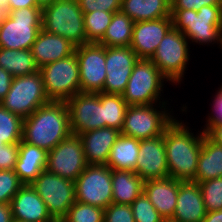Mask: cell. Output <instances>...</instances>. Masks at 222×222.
Masks as SVG:
<instances>
[{"mask_svg": "<svg viewBox=\"0 0 222 222\" xmlns=\"http://www.w3.org/2000/svg\"><path fill=\"white\" fill-rule=\"evenodd\" d=\"M177 118L164 132L169 177L194 181L205 132L198 129L195 135L187 121Z\"/></svg>", "mask_w": 222, "mask_h": 222, "instance_id": "cell-1", "label": "cell"}, {"mask_svg": "<svg viewBox=\"0 0 222 222\" xmlns=\"http://www.w3.org/2000/svg\"><path fill=\"white\" fill-rule=\"evenodd\" d=\"M71 134L69 111L64 101H50L23 121L22 141L46 152Z\"/></svg>", "mask_w": 222, "mask_h": 222, "instance_id": "cell-2", "label": "cell"}, {"mask_svg": "<svg viewBox=\"0 0 222 222\" xmlns=\"http://www.w3.org/2000/svg\"><path fill=\"white\" fill-rule=\"evenodd\" d=\"M173 28L180 31L192 45L218 44L222 51L221 5L203 6L198 11L171 9Z\"/></svg>", "mask_w": 222, "mask_h": 222, "instance_id": "cell-3", "label": "cell"}, {"mask_svg": "<svg viewBox=\"0 0 222 222\" xmlns=\"http://www.w3.org/2000/svg\"><path fill=\"white\" fill-rule=\"evenodd\" d=\"M164 82L170 83L150 59H139L122 94L123 99L129 106L167 103L169 101L163 98Z\"/></svg>", "mask_w": 222, "mask_h": 222, "instance_id": "cell-4", "label": "cell"}, {"mask_svg": "<svg viewBox=\"0 0 222 222\" xmlns=\"http://www.w3.org/2000/svg\"><path fill=\"white\" fill-rule=\"evenodd\" d=\"M42 29L62 36L76 47L88 44L84 13L77 0H55L42 8Z\"/></svg>", "mask_w": 222, "mask_h": 222, "instance_id": "cell-5", "label": "cell"}, {"mask_svg": "<svg viewBox=\"0 0 222 222\" xmlns=\"http://www.w3.org/2000/svg\"><path fill=\"white\" fill-rule=\"evenodd\" d=\"M169 104L168 102L128 106L121 134L138 140L162 135L166 128L176 119L175 115H173V108L171 109Z\"/></svg>", "mask_w": 222, "mask_h": 222, "instance_id": "cell-6", "label": "cell"}, {"mask_svg": "<svg viewBox=\"0 0 222 222\" xmlns=\"http://www.w3.org/2000/svg\"><path fill=\"white\" fill-rule=\"evenodd\" d=\"M6 12L0 24V48L31 50L42 29V8L27 7Z\"/></svg>", "mask_w": 222, "mask_h": 222, "instance_id": "cell-7", "label": "cell"}, {"mask_svg": "<svg viewBox=\"0 0 222 222\" xmlns=\"http://www.w3.org/2000/svg\"><path fill=\"white\" fill-rule=\"evenodd\" d=\"M189 45V40L172 27L150 58L172 86L181 85L185 79L191 55Z\"/></svg>", "mask_w": 222, "mask_h": 222, "instance_id": "cell-8", "label": "cell"}, {"mask_svg": "<svg viewBox=\"0 0 222 222\" xmlns=\"http://www.w3.org/2000/svg\"><path fill=\"white\" fill-rule=\"evenodd\" d=\"M49 102L42 75L38 71L30 75L13 77L10 90L0 105L25 119Z\"/></svg>", "mask_w": 222, "mask_h": 222, "instance_id": "cell-9", "label": "cell"}, {"mask_svg": "<svg viewBox=\"0 0 222 222\" xmlns=\"http://www.w3.org/2000/svg\"><path fill=\"white\" fill-rule=\"evenodd\" d=\"M39 71L50 101L66 102L81 92L79 64L75 53L44 65Z\"/></svg>", "mask_w": 222, "mask_h": 222, "instance_id": "cell-10", "label": "cell"}, {"mask_svg": "<svg viewBox=\"0 0 222 222\" xmlns=\"http://www.w3.org/2000/svg\"><path fill=\"white\" fill-rule=\"evenodd\" d=\"M31 186L44 201L48 213L56 222H60L76 202L74 181L62 178L46 169L31 183Z\"/></svg>", "mask_w": 222, "mask_h": 222, "instance_id": "cell-11", "label": "cell"}, {"mask_svg": "<svg viewBox=\"0 0 222 222\" xmlns=\"http://www.w3.org/2000/svg\"><path fill=\"white\" fill-rule=\"evenodd\" d=\"M74 184L76 202L102 209L113 203L112 169L107 165H88Z\"/></svg>", "mask_w": 222, "mask_h": 222, "instance_id": "cell-12", "label": "cell"}, {"mask_svg": "<svg viewBox=\"0 0 222 222\" xmlns=\"http://www.w3.org/2000/svg\"><path fill=\"white\" fill-rule=\"evenodd\" d=\"M87 166L78 135L71 134L47 155L46 170L74 182Z\"/></svg>", "mask_w": 222, "mask_h": 222, "instance_id": "cell-13", "label": "cell"}, {"mask_svg": "<svg viewBox=\"0 0 222 222\" xmlns=\"http://www.w3.org/2000/svg\"><path fill=\"white\" fill-rule=\"evenodd\" d=\"M75 54L79 64L81 93L102 92L106 79V47L88 43L77 46Z\"/></svg>", "mask_w": 222, "mask_h": 222, "instance_id": "cell-14", "label": "cell"}, {"mask_svg": "<svg viewBox=\"0 0 222 222\" xmlns=\"http://www.w3.org/2000/svg\"><path fill=\"white\" fill-rule=\"evenodd\" d=\"M71 133L79 135L105 127L103 104L99 93H77L66 101Z\"/></svg>", "mask_w": 222, "mask_h": 222, "instance_id": "cell-15", "label": "cell"}, {"mask_svg": "<svg viewBox=\"0 0 222 222\" xmlns=\"http://www.w3.org/2000/svg\"><path fill=\"white\" fill-rule=\"evenodd\" d=\"M138 60L130 46L106 47V79L102 92L122 95Z\"/></svg>", "mask_w": 222, "mask_h": 222, "instance_id": "cell-16", "label": "cell"}, {"mask_svg": "<svg viewBox=\"0 0 222 222\" xmlns=\"http://www.w3.org/2000/svg\"><path fill=\"white\" fill-rule=\"evenodd\" d=\"M136 173L143 181L169 177L164 133L154 138L140 140Z\"/></svg>", "mask_w": 222, "mask_h": 222, "instance_id": "cell-17", "label": "cell"}, {"mask_svg": "<svg viewBox=\"0 0 222 222\" xmlns=\"http://www.w3.org/2000/svg\"><path fill=\"white\" fill-rule=\"evenodd\" d=\"M172 27L171 17L135 22L130 47L139 59H150Z\"/></svg>", "mask_w": 222, "mask_h": 222, "instance_id": "cell-18", "label": "cell"}, {"mask_svg": "<svg viewBox=\"0 0 222 222\" xmlns=\"http://www.w3.org/2000/svg\"><path fill=\"white\" fill-rule=\"evenodd\" d=\"M14 220L25 222H56L31 184H24L11 200Z\"/></svg>", "mask_w": 222, "mask_h": 222, "instance_id": "cell-19", "label": "cell"}, {"mask_svg": "<svg viewBox=\"0 0 222 222\" xmlns=\"http://www.w3.org/2000/svg\"><path fill=\"white\" fill-rule=\"evenodd\" d=\"M206 214L207 210L198 183L179 180L176 208L170 220L174 222H202Z\"/></svg>", "mask_w": 222, "mask_h": 222, "instance_id": "cell-20", "label": "cell"}, {"mask_svg": "<svg viewBox=\"0 0 222 222\" xmlns=\"http://www.w3.org/2000/svg\"><path fill=\"white\" fill-rule=\"evenodd\" d=\"M121 131L111 127L87 131L79 134L88 165H107L112 146Z\"/></svg>", "mask_w": 222, "mask_h": 222, "instance_id": "cell-21", "label": "cell"}, {"mask_svg": "<svg viewBox=\"0 0 222 222\" xmlns=\"http://www.w3.org/2000/svg\"><path fill=\"white\" fill-rule=\"evenodd\" d=\"M76 46L57 34L41 29L31 52L39 69L46 64L65 59L75 53Z\"/></svg>", "mask_w": 222, "mask_h": 222, "instance_id": "cell-22", "label": "cell"}, {"mask_svg": "<svg viewBox=\"0 0 222 222\" xmlns=\"http://www.w3.org/2000/svg\"><path fill=\"white\" fill-rule=\"evenodd\" d=\"M179 180L171 177L144 181L143 192L159 214L171 219L177 203Z\"/></svg>", "mask_w": 222, "mask_h": 222, "instance_id": "cell-23", "label": "cell"}, {"mask_svg": "<svg viewBox=\"0 0 222 222\" xmlns=\"http://www.w3.org/2000/svg\"><path fill=\"white\" fill-rule=\"evenodd\" d=\"M48 152L21 140L15 173L23 184H31L46 169Z\"/></svg>", "mask_w": 222, "mask_h": 222, "instance_id": "cell-24", "label": "cell"}, {"mask_svg": "<svg viewBox=\"0 0 222 222\" xmlns=\"http://www.w3.org/2000/svg\"><path fill=\"white\" fill-rule=\"evenodd\" d=\"M120 11L134 22L171 17V0H122Z\"/></svg>", "mask_w": 222, "mask_h": 222, "instance_id": "cell-25", "label": "cell"}, {"mask_svg": "<svg viewBox=\"0 0 222 222\" xmlns=\"http://www.w3.org/2000/svg\"><path fill=\"white\" fill-rule=\"evenodd\" d=\"M144 181L130 170H112L113 203L131 205L143 192Z\"/></svg>", "mask_w": 222, "mask_h": 222, "instance_id": "cell-26", "label": "cell"}, {"mask_svg": "<svg viewBox=\"0 0 222 222\" xmlns=\"http://www.w3.org/2000/svg\"><path fill=\"white\" fill-rule=\"evenodd\" d=\"M222 177V146L203 136L194 182Z\"/></svg>", "mask_w": 222, "mask_h": 222, "instance_id": "cell-27", "label": "cell"}, {"mask_svg": "<svg viewBox=\"0 0 222 222\" xmlns=\"http://www.w3.org/2000/svg\"><path fill=\"white\" fill-rule=\"evenodd\" d=\"M140 140L120 134L109 154L107 166L112 170L136 172Z\"/></svg>", "mask_w": 222, "mask_h": 222, "instance_id": "cell-28", "label": "cell"}, {"mask_svg": "<svg viewBox=\"0 0 222 222\" xmlns=\"http://www.w3.org/2000/svg\"><path fill=\"white\" fill-rule=\"evenodd\" d=\"M0 67L13 77L30 75L39 71L31 50L0 48Z\"/></svg>", "mask_w": 222, "mask_h": 222, "instance_id": "cell-29", "label": "cell"}, {"mask_svg": "<svg viewBox=\"0 0 222 222\" xmlns=\"http://www.w3.org/2000/svg\"><path fill=\"white\" fill-rule=\"evenodd\" d=\"M134 23L121 11L114 13L111 23L98 44L105 47L130 46Z\"/></svg>", "mask_w": 222, "mask_h": 222, "instance_id": "cell-30", "label": "cell"}, {"mask_svg": "<svg viewBox=\"0 0 222 222\" xmlns=\"http://www.w3.org/2000/svg\"><path fill=\"white\" fill-rule=\"evenodd\" d=\"M100 102L103 104L105 127L122 129L125 113L129 106L120 94L100 92Z\"/></svg>", "mask_w": 222, "mask_h": 222, "instance_id": "cell-31", "label": "cell"}, {"mask_svg": "<svg viewBox=\"0 0 222 222\" xmlns=\"http://www.w3.org/2000/svg\"><path fill=\"white\" fill-rule=\"evenodd\" d=\"M113 14L101 10L84 13V29L88 43H98L103 38Z\"/></svg>", "mask_w": 222, "mask_h": 222, "instance_id": "cell-32", "label": "cell"}, {"mask_svg": "<svg viewBox=\"0 0 222 222\" xmlns=\"http://www.w3.org/2000/svg\"><path fill=\"white\" fill-rule=\"evenodd\" d=\"M24 119L0 105V140L4 144L20 143Z\"/></svg>", "mask_w": 222, "mask_h": 222, "instance_id": "cell-33", "label": "cell"}, {"mask_svg": "<svg viewBox=\"0 0 222 222\" xmlns=\"http://www.w3.org/2000/svg\"><path fill=\"white\" fill-rule=\"evenodd\" d=\"M60 222H104V209L75 202Z\"/></svg>", "mask_w": 222, "mask_h": 222, "instance_id": "cell-34", "label": "cell"}, {"mask_svg": "<svg viewBox=\"0 0 222 222\" xmlns=\"http://www.w3.org/2000/svg\"><path fill=\"white\" fill-rule=\"evenodd\" d=\"M207 212L222 210V177L198 183Z\"/></svg>", "mask_w": 222, "mask_h": 222, "instance_id": "cell-35", "label": "cell"}, {"mask_svg": "<svg viewBox=\"0 0 222 222\" xmlns=\"http://www.w3.org/2000/svg\"><path fill=\"white\" fill-rule=\"evenodd\" d=\"M131 208L135 222H163L165 220L144 192L131 204Z\"/></svg>", "mask_w": 222, "mask_h": 222, "instance_id": "cell-36", "label": "cell"}, {"mask_svg": "<svg viewBox=\"0 0 222 222\" xmlns=\"http://www.w3.org/2000/svg\"><path fill=\"white\" fill-rule=\"evenodd\" d=\"M23 185L14 170H0V203H11Z\"/></svg>", "mask_w": 222, "mask_h": 222, "instance_id": "cell-37", "label": "cell"}, {"mask_svg": "<svg viewBox=\"0 0 222 222\" xmlns=\"http://www.w3.org/2000/svg\"><path fill=\"white\" fill-rule=\"evenodd\" d=\"M104 222H135L131 205L111 203L104 209Z\"/></svg>", "mask_w": 222, "mask_h": 222, "instance_id": "cell-38", "label": "cell"}, {"mask_svg": "<svg viewBox=\"0 0 222 222\" xmlns=\"http://www.w3.org/2000/svg\"><path fill=\"white\" fill-rule=\"evenodd\" d=\"M83 13H90L96 10L116 13L121 9L122 0H77Z\"/></svg>", "mask_w": 222, "mask_h": 222, "instance_id": "cell-39", "label": "cell"}, {"mask_svg": "<svg viewBox=\"0 0 222 222\" xmlns=\"http://www.w3.org/2000/svg\"><path fill=\"white\" fill-rule=\"evenodd\" d=\"M222 84V83H221ZM220 87L218 90H215V94L212 95L214 99H212L211 104V113L209 112L207 114L206 121L204 124V128L202 127L203 131L205 132L212 124L215 123H222V85H219Z\"/></svg>", "mask_w": 222, "mask_h": 222, "instance_id": "cell-40", "label": "cell"}, {"mask_svg": "<svg viewBox=\"0 0 222 222\" xmlns=\"http://www.w3.org/2000/svg\"><path fill=\"white\" fill-rule=\"evenodd\" d=\"M19 155V143L5 144L0 149V170H14Z\"/></svg>", "mask_w": 222, "mask_h": 222, "instance_id": "cell-41", "label": "cell"}, {"mask_svg": "<svg viewBox=\"0 0 222 222\" xmlns=\"http://www.w3.org/2000/svg\"><path fill=\"white\" fill-rule=\"evenodd\" d=\"M222 0H171V9L198 11L203 6L221 5Z\"/></svg>", "mask_w": 222, "mask_h": 222, "instance_id": "cell-42", "label": "cell"}, {"mask_svg": "<svg viewBox=\"0 0 222 222\" xmlns=\"http://www.w3.org/2000/svg\"><path fill=\"white\" fill-rule=\"evenodd\" d=\"M12 80V74L0 67V102L9 92Z\"/></svg>", "mask_w": 222, "mask_h": 222, "instance_id": "cell-43", "label": "cell"}, {"mask_svg": "<svg viewBox=\"0 0 222 222\" xmlns=\"http://www.w3.org/2000/svg\"><path fill=\"white\" fill-rule=\"evenodd\" d=\"M205 135L218 145L222 146V123L212 124L206 131Z\"/></svg>", "mask_w": 222, "mask_h": 222, "instance_id": "cell-44", "label": "cell"}, {"mask_svg": "<svg viewBox=\"0 0 222 222\" xmlns=\"http://www.w3.org/2000/svg\"><path fill=\"white\" fill-rule=\"evenodd\" d=\"M27 7H39L36 0H8L6 11L18 10Z\"/></svg>", "mask_w": 222, "mask_h": 222, "instance_id": "cell-45", "label": "cell"}, {"mask_svg": "<svg viewBox=\"0 0 222 222\" xmlns=\"http://www.w3.org/2000/svg\"><path fill=\"white\" fill-rule=\"evenodd\" d=\"M12 210L10 203H0V222H12Z\"/></svg>", "mask_w": 222, "mask_h": 222, "instance_id": "cell-46", "label": "cell"}, {"mask_svg": "<svg viewBox=\"0 0 222 222\" xmlns=\"http://www.w3.org/2000/svg\"><path fill=\"white\" fill-rule=\"evenodd\" d=\"M202 222H222V210L207 212Z\"/></svg>", "mask_w": 222, "mask_h": 222, "instance_id": "cell-47", "label": "cell"}, {"mask_svg": "<svg viewBox=\"0 0 222 222\" xmlns=\"http://www.w3.org/2000/svg\"><path fill=\"white\" fill-rule=\"evenodd\" d=\"M39 7L43 8L52 4L55 0H36Z\"/></svg>", "mask_w": 222, "mask_h": 222, "instance_id": "cell-48", "label": "cell"}, {"mask_svg": "<svg viewBox=\"0 0 222 222\" xmlns=\"http://www.w3.org/2000/svg\"><path fill=\"white\" fill-rule=\"evenodd\" d=\"M6 14H7L6 9L0 7V24L4 20V17L6 16Z\"/></svg>", "mask_w": 222, "mask_h": 222, "instance_id": "cell-49", "label": "cell"}, {"mask_svg": "<svg viewBox=\"0 0 222 222\" xmlns=\"http://www.w3.org/2000/svg\"><path fill=\"white\" fill-rule=\"evenodd\" d=\"M7 1H8V0H0V7L6 9Z\"/></svg>", "mask_w": 222, "mask_h": 222, "instance_id": "cell-50", "label": "cell"}, {"mask_svg": "<svg viewBox=\"0 0 222 222\" xmlns=\"http://www.w3.org/2000/svg\"><path fill=\"white\" fill-rule=\"evenodd\" d=\"M5 144L0 140V149L4 146Z\"/></svg>", "mask_w": 222, "mask_h": 222, "instance_id": "cell-51", "label": "cell"}, {"mask_svg": "<svg viewBox=\"0 0 222 222\" xmlns=\"http://www.w3.org/2000/svg\"><path fill=\"white\" fill-rule=\"evenodd\" d=\"M163 222H174V221H172V220H170V219H166V220H164Z\"/></svg>", "mask_w": 222, "mask_h": 222, "instance_id": "cell-52", "label": "cell"}, {"mask_svg": "<svg viewBox=\"0 0 222 222\" xmlns=\"http://www.w3.org/2000/svg\"><path fill=\"white\" fill-rule=\"evenodd\" d=\"M12 222H25V221H17V220L13 219Z\"/></svg>", "mask_w": 222, "mask_h": 222, "instance_id": "cell-53", "label": "cell"}]
</instances>
